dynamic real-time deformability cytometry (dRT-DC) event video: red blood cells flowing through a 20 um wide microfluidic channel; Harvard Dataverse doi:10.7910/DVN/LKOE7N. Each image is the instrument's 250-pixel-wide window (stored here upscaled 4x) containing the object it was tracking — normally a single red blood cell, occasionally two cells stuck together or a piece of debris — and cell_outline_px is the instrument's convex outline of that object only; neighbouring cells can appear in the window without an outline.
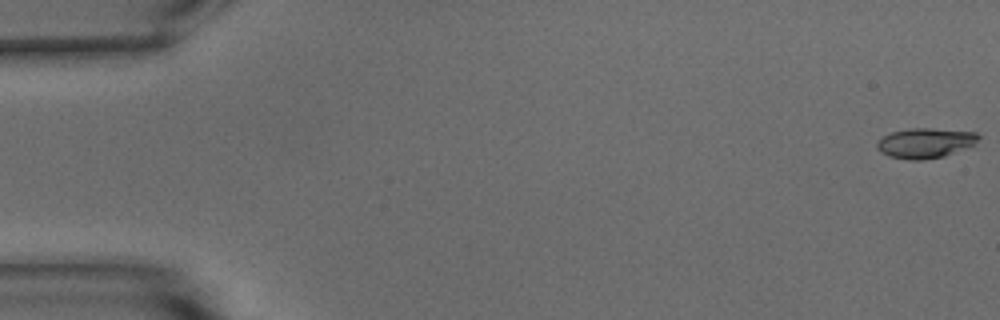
{"species": "common noctule bat (a hibernating species)", "species_latin": "Nyctalus noctula", "temperature_condition": "warm", "stored_images_in_passage": 55, "camera_frame_rate_fps": 3000, "um_per_image_px": 0.085, "animal": {"sex": "male", "body_mass_g": 15.6}, "frame": {"image": 1, "passage_image": 1, "time_ms": 0.0, "image_size_px": [1000, 320], "cell_outline_px": [[980, 136], [972, 144], [944, 156], [924, 160], [908, 160], [888, 156], [880, 152], [876, 148], [876, 144], [884, 136], [892, 132], [912, 128], [932, 128], [976, 132]], "centroid_in_image_um": [78.59, 12.16], "position_along_channel_um": 6.4, "area_um2": 17.51}}
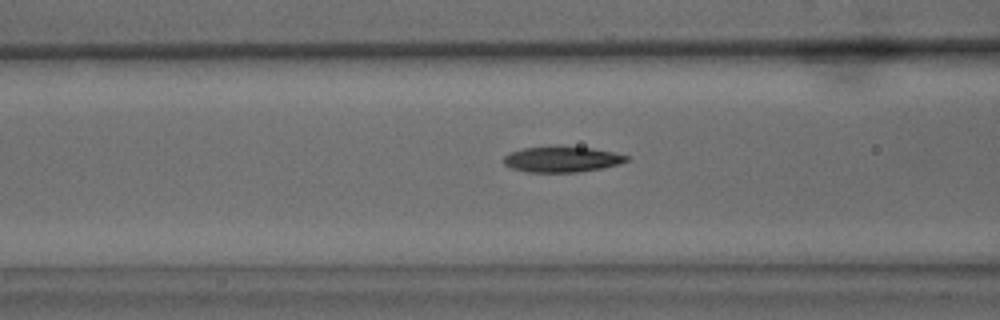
{"frame": {"image": 2, "passage_image": 22, "time_ms": 7.0, "image_size_px": [1000, 320], "cell_outline_px": [[628, 160], [620, 164], [600, 168], [576, 172], [528, 172], [512, 168], [504, 164], [504, 156], [508, 152], [524, 148], [556, 144], [592, 148], [612, 152], [628, 156]], "centroid_in_image_um": [47.72, 13.51], "position_along_channel_um": 118.9, "area_um2": 18.73}}
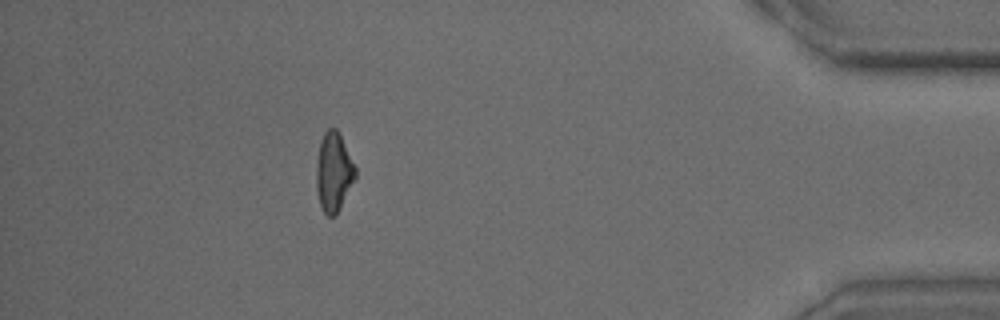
{"frame": {"image": 3, "passage_image": 49, "time_ms": 16.0, "image_size_px": [1000, 320], "cell_outline_px": [[356, 180], [336, 216], [328, 216], [324, 212], [320, 204], [316, 188], [316, 160], [320, 140], [324, 132], [328, 128], [336, 128], [356, 168]], "centroid_in_image_um": [28.36, 14.65], "position_along_channel_um": 406.8, "area_um2": 18.15}, "authors_computed_cell_mechanics": {"area_um2": 18.0336, "velocity_mm_per_s": 3.7545, "shape_relaxation_time_tau1_ms": 7.5123, "shape_relaxation_time_tau2_ms": 2.2069, "deformation_change_tau1": 0.2282, "deformation_change_tau2": 0.0971}}